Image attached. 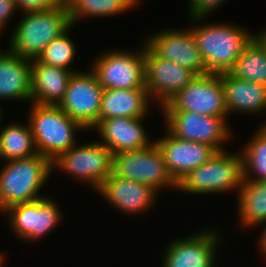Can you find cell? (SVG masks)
Returning a JSON list of instances; mask_svg holds the SVG:
<instances>
[{
	"label": "cell",
	"mask_w": 266,
	"mask_h": 267,
	"mask_svg": "<svg viewBox=\"0 0 266 267\" xmlns=\"http://www.w3.org/2000/svg\"><path fill=\"white\" fill-rule=\"evenodd\" d=\"M197 76L176 62L157 56L145 44V87L152 102L161 108Z\"/></svg>",
	"instance_id": "14"
},
{
	"label": "cell",
	"mask_w": 266,
	"mask_h": 267,
	"mask_svg": "<svg viewBox=\"0 0 266 267\" xmlns=\"http://www.w3.org/2000/svg\"><path fill=\"white\" fill-rule=\"evenodd\" d=\"M233 76L266 86V53L252 39L229 71Z\"/></svg>",
	"instance_id": "27"
},
{
	"label": "cell",
	"mask_w": 266,
	"mask_h": 267,
	"mask_svg": "<svg viewBox=\"0 0 266 267\" xmlns=\"http://www.w3.org/2000/svg\"><path fill=\"white\" fill-rule=\"evenodd\" d=\"M3 163L0 169V213L12 205L44 197L40 191L53 172L50 159L36 154Z\"/></svg>",
	"instance_id": "3"
},
{
	"label": "cell",
	"mask_w": 266,
	"mask_h": 267,
	"mask_svg": "<svg viewBox=\"0 0 266 267\" xmlns=\"http://www.w3.org/2000/svg\"><path fill=\"white\" fill-rule=\"evenodd\" d=\"M11 31L9 48L26 59H37L45 47L71 26L65 0L54 8L24 12Z\"/></svg>",
	"instance_id": "2"
},
{
	"label": "cell",
	"mask_w": 266,
	"mask_h": 267,
	"mask_svg": "<svg viewBox=\"0 0 266 267\" xmlns=\"http://www.w3.org/2000/svg\"><path fill=\"white\" fill-rule=\"evenodd\" d=\"M31 60L9 48L0 51V100L32 102Z\"/></svg>",
	"instance_id": "19"
},
{
	"label": "cell",
	"mask_w": 266,
	"mask_h": 267,
	"mask_svg": "<svg viewBox=\"0 0 266 267\" xmlns=\"http://www.w3.org/2000/svg\"><path fill=\"white\" fill-rule=\"evenodd\" d=\"M113 153L101 142L74 145L52 161V169L63 170L77 181L87 184L97 191L111 176Z\"/></svg>",
	"instance_id": "6"
},
{
	"label": "cell",
	"mask_w": 266,
	"mask_h": 267,
	"mask_svg": "<svg viewBox=\"0 0 266 267\" xmlns=\"http://www.w3.org/2000/svg\"><path fill=\"white\" fill-rule=\"evenodd\" d=\"M197 48L203 58L207 73L229 72L245 47L253 39L252 31L228 23H207L208 17H190ZM203 23V25L201 24Z\"/></svg>",
	"instance_id": "1"
},
{
	"label": "cell",
	"mask_w": 266,
	"mask_h": 267,
	"mask_svg": "<svg viewBox=\"0 0 266 267\" xmlns=\"http://www.w3.org/2000/svg\"><path fill=\"white\" fill-rule=\"evenodd\" d=\"M257 247L259 248L260 255H263L264 258L266 257V227L263 228L262 233H260V237L258 238ZM259 245V246H258Z\"/></svg>",
	"instance_id": "32"
},
{
	"label": "cell",
	"mask_w": 266,
	"mask_h": 267,
	"mask_svg": "<svg viewBox=\"0 0 266 267\" xmlns=\"http://www.w3.org/2000/svg\"><path fill=\"white\" fill-rule=\"evenodd\" d=\"M146 117H115L101 120L93 130L99 135V142L112 153L146 149L154 140L150 139L144 127ZM149 136V137H148Z\"/></svg>",
	"instance_id": "18"
},
{
	"label": "cell",
	"mask_w": 266,
	"mask_h": 267,
	"mask_svg": "<svg viewBox=\"0 0 266 267\" xmlns=\"http://www.w3.org/2000/svg\"><path fill=\"white\" fill-rule=\"evenodd\" d=\"M214 228L175 238L163 250L162 267H216L223 236Z\"/></svg>",
	"instance_id": "13"
},
{
	"label": "cell",
	"mask_w": 266,
	"mask_h": 267,
	"mask_svg": "<svg viewBox=\"0 0 266 267\" xmlns=\"http://www.w3.org/2000/svg\"><path fill=\"white\" fill-rule=\"evenodd\" d=\"M106 202L127 216L147 213L158 198V192L152 187L137 181L124 179L111 174L96 191Z\"/></svg>",
	"instance_id": "17"
},
{
	"label": "cell",
	"mask_w": 266,
	"mask_h": 267,
	"mask_svg": "<svg viewBox=\"0 0 266 267\" xmlns=\"http://www.w3.org/2000/svg\"><path fill=\"white\" fill-rule=\"evenodd\" d=\"M50 196L18 203L8 207L1 214L7 215L12 233L25 242H38L62 222L63 210ZM47 234V235H46Z\"/></svg>",
	"instance_id": "10"
},
{
	"label": "cell",
	"mask_w": 266,
	"mask_h": 267,
	"mask_svg": "<svg viewBox=\"0 0 266 267\" xmlns=\"http://www.w3.org/2000/svg\"><path fill=\"white\" fill-rule=\"evenodd\" d=\"M188 29L164 28L149 34L144 43L159 57L176 62L196 75L207 74L203 58L197 48L195 37Z\"/></svg>",
	"instance_id": "15"
},
{
	"label": "cell",
	"mask_w": 266,
	"mask_h": 267,
	"mask_svg": "<svg viewBox=\"0 0 266 267\" xmlns=\"http://www.w3.org/2000/svg\"><path fill=\"white\" fill-rule=\"evenodd\" d=\"M237 197L240 227H266V181L242 180Z\"/></svg>",
	"instance_id": "23"
},
{
	"label": "cell",
	"mask_w": 266,
	"mask_h": 267,
	"mask_svg": "<svg viewBox=\"0 0 266 267\" xmlns=\"http://www.w3.org/2000/svg\"><path fill=\"white\" fill-rule=\"evenodd\" d=\"M161 115L165 120L164 129L177 138L205 143L217 151L226 150L223 146L233 140L234 132L227 123V116H206L192 111H162Z\"/></svg>",
	"instance_id": "9"
},
{
	"label": "cell",
	"mask_w": 266,
	"mask_h": 267,
	"mask_svg": "<svg viewBox=\"0 0 266 267\" xmlns=\"http://www.w3.org/2000/svg\"><path fill=\"white\" fill-rule=\"evenodd\" d=\"M3 112V109H2V107H1V105H0V127H1V122H2V120H3V114L4 113H2Z\"/></svg>",
	"instance_id": "35"
},
{
	"label": "cell",
	"mask_w": 266,
	"mask_h": 267,
	"mask_svg": "<svg viewBox=\"0 0 266 267\" xmlns=\"http://www.w3.org/2000/svg\"><path fill=\"white\" fill-rule=\"evenodd\" d=\"M161 111H192L206 116H228L221 74L197 75L164 104Z\"/></svg>",
	"instance_id": "11"
},
{
	"label": "cell",
	"mask_w": 266,
	"mask_h": 267,
	"mask_svg": "<svg viewBox=\"0 0 266 267\" xmlns=\"http://www.w3.org/2000/svg\"><path fill=\"white\" fill-rule=\"evenodd\" d=\"M16 11L19 12L14 0H0V23L5 28Z\"/></svg>",
	"instance_id": "31"
},
{
	"label": "cell",
	"mask_w": 266,
	"mask_h": 267,
	"mask_svg": "<svg viewBox=\"0 0 266 267\" xmlns=\"http://www.w3.org/2000/svg\"><path fill=\"white\" fill-rule=\"evenodd\" d=\"M140 50L109 49L93 58L90 69L104 89L145 87V43Z\"/></svg>",
	"instance_id": "7"
},
{
	"label": "cell",
	"mask_w": 266,
	"mask_h": 267,
	"mask_svg": "<svg viewBox=\"0 0 266 267\" xmlns=\"http://www.w3.org/2000/svg\"><path fill=\"white\" fill-rule=\"evenodd\" d=\"M72 27L74 26L72 25L65 33L52 40L45 47L44 51L37 58L41 63L78 72L77 69L71 67L78 53L76 44L69 36V31H71Z\"/></svg>",
	"instance_id": "28"
},
{
	"label": "cell",
	"mask_w": 266,
	"mask_h": 267,
	"mask_svg": "<svg viewBox=\"0 0 266 267\" xmlns=\"http://www.w3.org/2000/svg\"><path fill=\"white\" fill-rule=\"evenodd\" d=\"M73 26L82 18H105L124 14L136 8L140 0H65Z\"/></svg>",
	"instance_id": "24"
},
{
	"label": "cell",
	"mask_w": 266,
	"mask_h": 267,
	"mask_svg": "<svg viewBox=\"0 0 266 267\" xmlns=\"http://www.w3.org/2000/svg\"><path fill=\"white\" fill-rule=\"evenodd\" d=\"M165 134L154 142L162 152L167 171L177 184L218 152L211 145L177 138L168 130Z\"/></svg>",
	"instance_id": "16"
},
{
	"label": "cell",
	"mask_w": 266,
	"mask_h": 267,
	"mask_svg": "<svg viewBox=\"0 0 266 267\" xmlns=\"http://www.w3.org/2000/svg\"><path fill=\"white\" fill-rule=\"evenodd\" d=\"M227 0H189V17H208Z\"/></svg>",
	"instance_id": "29"
},
{
	"label": "cell",
	"mask_w": 266,
	"mask_h": 267,
	"mask_svg": "<svg viewBox=\"0 0 266 267\" xmlns=\"http://www.w3.org/2000/svg\"><path fill=\"white\" fill-rule=\"evenodd\" d=\"M228 117L240 113L255 115L266 112V86L239 79L230 72L221 73Z\"/></svg>",
	"instance_id": "20"
},
{
	"label": "cell",
	"mask_w": 266,
	"mask_h": 267,
	"mask_svg": "<svg viewBox=\"0 0 266 267\" xmlns=\"http://www.w3.org/2000/svg\"><path fill=\"white\" fill-rule=\"evenodd\" d=\"M151 98L146 88L104 89L102 95L99 122L115 117L149 116ZM148 114V115H147Z\"/></svg>",
	"instance_id": "22"
},
{
	"label": "cell",
	"mask_w": 266,
	"mask_h": 267,
	"mask_svg": "<svg viewBox=\"0 0 266 267\" xmlns=\"http://www.w3.org/2000/svg\"><path fill=\"white\" fill-rule=\"evenodd\" d=\"M103 92V86L91 69L74 72L58 106L90 131L99 123Z\"/></svg>",
	"instance_id": "12"
},
{
	"label": "cell",
	"mask_w": 266,
	"mask_h": 267,
	"mask_svg": "<svg viewBox=\"0 0 266 267\" xmlns=\"http://www.w3.org/2000/svg\"><path fill=\"white\" fill-rule=\"evenodd\" d=\"M5 254L3 252H0V267H3V264L5 265Z\"/></svg>",
	"instance_id": "34"
},
{
	"label": "cell",
	"mask_w": 266,
	"mask_h": 267,
	"mask_svg": "<svg viewBox=\"0 0 266 267\" xmlns=\"http://www.w3.org/2000/svg\"><path fill=\"white\" fill-rule=\"evenodd\" d=\"M27 120L37 153L53 161L77 144L78 131L86 129L71 119L58 105L30 103Z\"/></svg>",
	"instance_id": "4"
},
{
	"label": "cell",
	"mask_w": 266,
	"mask_h": 267,
	"mask_svg": "<svg viewBox=\"0 0 266 267\" xmlns=\"http://www.w3.org/2000/svg\"><path fill=\"white\" fill-rule=\"evenodd\" d=\"M253 39L261 46V48L266 53V29L262 30V32H258L253 35Z\"/></svg>",
	"instance_id": "33"
},
{
	"label": "cell",
	"mask_w": 266,
	"mask_h": 267,
	"mask_svg": "<svg viewBox=\"0 0 266 267\" xmlns=\"http://www.w3.org/2000/svg\"><path fill=\"white\" fill-rule=\"evenodd\" d=\"M74 72L31 60V103L59 105Z\"/></svg>",
	"instance_id": "21"
},
{
	"label": "cell",
	"mask_w": 266,
	"mask_h": 267,
	"mask_svg": "<svg viewBox=\"0 0 266 267\" xmlns=\"http://www.w3.org/2000/svg\"><path fill=\"white\" fill-rule=\"evenodd\" d=\"M4 29H5V27L0 23V36H1V32H3L4 31Z\"/></svg>",
	"instance_id": "36"
},
{
	"label": "cell",
	"mask_w": 266,
	"mask_h": 267,
	"mask_svg": "<svg viewBox=\"0 0 266 267\" xmlns=\"http://www.w3.org/2000/svg\"><path fill=\"white\" fill-rule=\"evenodd\" d=\"M242 180L243 167L240 151L231 153L222 150L181 179L177 184V191L192 195H214L232 190L237 194Z\"/></svg>",
	"instance_id": "5"
},
{
	"label": "cell",
	"mask_w": 266,
	"mask_h": 267,
	"mask_svg": "<svg viewBox=\"0 0 266 267\" xmlns=\"http://www.w3.org/2000/svg\"><path fill=\"white\" fill-rule=\"evenodd\" d=\"M27 123V124H26ZM10 122L0 127V148L5 161L38 154L28 122Z\"/></svg>",
	"instance_id": "25"
},
{
	"label": "cell",
	"mask_w": 266,
	"mask_h": 267,
	"mask_svg": "<svg viewBox=\"0 0 266 267\" xmlns=\"http://www.w3.org/2000/svg\"><path fill=\"white\" fill-rule=\"evenodd\" d=\"M17 9L21 12H31L54 8L64 0H14Z\"/></svg>",
	"instance_id": "30"
},
{
	"label": "cell",
	"mask_w": 266,
	"mask_h": 267,
	"mask_svg": "<svg viewBox=\"0 0 266 267\" xmlns=\"http://www.w3.org/2000/svg\"><path fill=\"white\" fill-rule=\"evenodd\" d=\"M0 160H4L1 154V148H0Z\"/></svg>",
	"instance_id": "37"
},
{
	"label": "cell",
	"mask_w": 266,
	"mask_h": 267,
	"mask_svg": "<svg viewBox=\"0 0 266 267\" xmlns=\"http://www.w3.org/2000/svg\"><path fill=\"white\" fill-rule=\"evenodd\" d=\"M112 174L146 184L158 193L167 188L177 190V183L167 171L162 152L155 142L146 149L114 154Z\"/></svg>",
	"instance_id": "8"
},
{
	"label": "cell",
	"mask_w": 266,
	"mask_h": 267,
	"mask_svg": "<svg viewBox=\"0 0 266 267\" xmlns=\"http://www.w3.org/2000/svg\"><path fill=\"white\" fill-rule=\"evenodd\" d=\"M257 129L249 142L240 147L243 180L266 181V124Z\"/></svg>",
	"instance_id": "26"
}]
</instances>
